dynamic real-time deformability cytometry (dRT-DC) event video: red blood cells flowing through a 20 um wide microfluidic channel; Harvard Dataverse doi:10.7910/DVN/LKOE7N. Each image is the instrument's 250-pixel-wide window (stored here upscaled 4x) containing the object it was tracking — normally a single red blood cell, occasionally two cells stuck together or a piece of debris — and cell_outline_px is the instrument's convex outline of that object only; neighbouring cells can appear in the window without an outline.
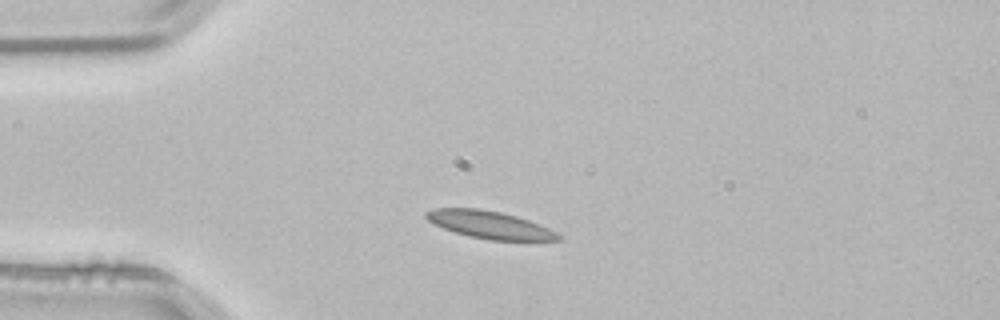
{"species": "common noctule bat (a hibernating species)", "species_latin": "Nyctalus noctula", "temperature_condition": "room temperature", "stored_images_in_passage": 1, "camera_frame_rate_fps": 3000, "um_per_image_px": 0.085, "animal": {"sex": "male", "body_mass_g": 21.5, "forearm_length_mm": 52.0}, "frame": {"image": 1, "passage_image": 1, "time_ms": 0.0, "image_size_px": [1000, 320], "cell_outline_px": [[564, 240], [488, 240], [468, 236], [444, 228], [428, 220], [424, 216], [424, 212], [436, 208], [480, 208], [500, 212], [516, 216], [540, 224], [564, 236]], "centroid_in_image_um": [41.65, 19.1], "position_along_channel_um": 43.4, "area_um2": 21.15}}